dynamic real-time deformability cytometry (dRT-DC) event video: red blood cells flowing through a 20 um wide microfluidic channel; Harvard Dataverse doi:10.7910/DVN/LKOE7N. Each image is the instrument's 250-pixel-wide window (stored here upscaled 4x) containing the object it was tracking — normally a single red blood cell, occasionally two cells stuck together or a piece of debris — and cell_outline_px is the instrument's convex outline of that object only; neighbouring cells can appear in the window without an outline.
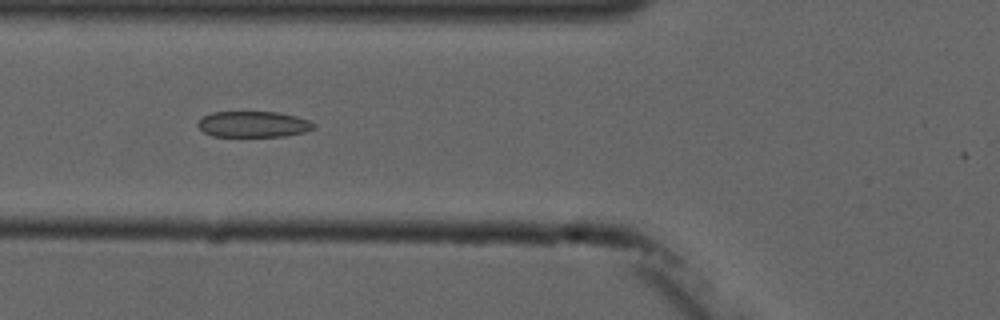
{"species": "common noctule bat (a hibernating species)", "species_latin": "Nyctalus noctula", "temperature_condition": "cold", "stored_images_in_passage": 8, "camera_frame_rate_fps": 3000, "um_per_image_px": 0.085, "animal": {"sex": "male", "forearm_length_mm": 52.5}, "frame": {"image": 1, "passage_image": 6, "time_ms": 5.667, "image_size_px": [1000, 320], "cell_outline_px": [[316, 128], [304, 132], [284, 136], [212, 136], [204, 132], [196, 124], [204, 116], [212, 112], [276, 112], [296, 116], [308, 120], [316, 124]], "centroid_in_image_um": [21.55, 10.56], "position_along_channel_um": 104.2, "area_um2": 17.46}}
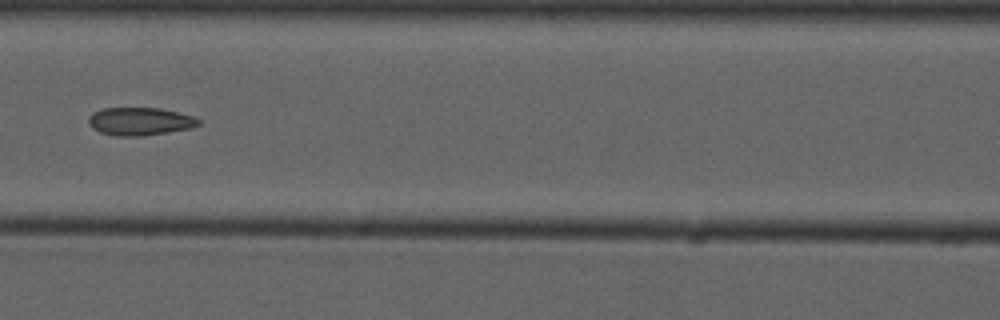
{"frame": {"image": 2, "passage_image": 7, "time_ms": 7.0, "image_size_px": [1000, 320], "cell_outline_px": [[200, 124], [192, 128], [168, 132], [140, 136], [116, 136], [100, 132], [92, 128], [88, 124], [88, 116], [92, 112], [104, 108], [160, 108], [192, 116], [200, 120]], "centroid_in_image_um": [11.86, 10.32], "position_along_channel_um": 154.7, "area_um2": 17.92}}
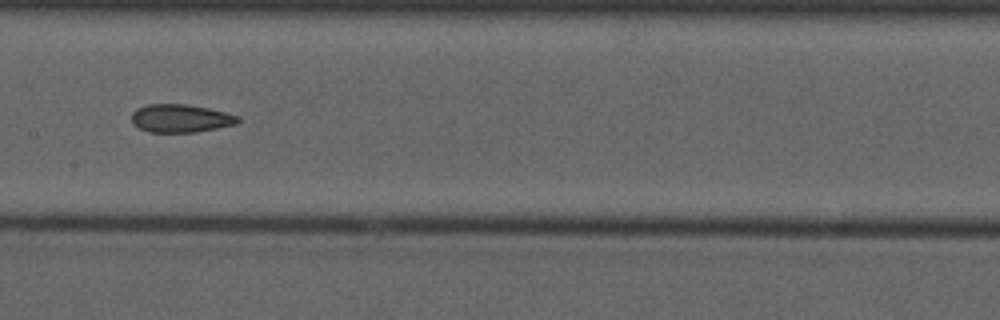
{"frame": {"image": 3, "passage_image": 8, "time_ms": 8.0, "image_size_px": [1000, 320], "cell_outline_px": [[240, 120], [236, 124], [196, 132], [148, 132], [132, 124], [132, 112], [136, 108], [148, 104], [188, 104], [228, 112], [240, 116]], "centroid_in_image_um": [15.36, 10.05], "position_along_channel_um": 192.0, "area_um2": 17.57}}